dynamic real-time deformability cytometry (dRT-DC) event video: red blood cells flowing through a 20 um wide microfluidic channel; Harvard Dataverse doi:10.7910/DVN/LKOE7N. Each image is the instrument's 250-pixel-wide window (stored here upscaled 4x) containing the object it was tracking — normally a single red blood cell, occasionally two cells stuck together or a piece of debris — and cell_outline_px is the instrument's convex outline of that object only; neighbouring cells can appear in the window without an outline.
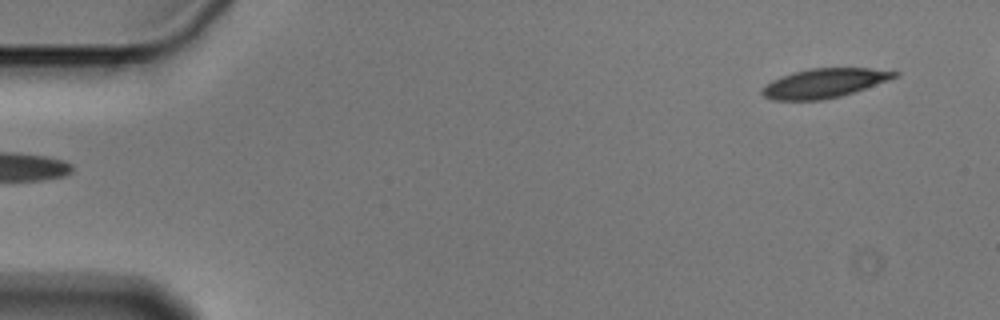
{"species": "Egyptian fruit bat (a non-hibernating species)", "species_latin": "Rousettus aegyptiacus", "temperature_condition": "cold", "stored_images_in_passage": 4, "segment_of_instrument_passage": [2, 2], "camera_frame_rate_fps": 3000, "um_per_image_px": 0.085, "animal": {"sex": "male"}, "frame": {"image": 1, "passage_image": 4, "time_ms": 1.0, "image_size_px": [1000, 320], "cell_outline_px": [[900, 76], [840, 96], [820, 100], [772, 100], [764, 96], [760, 92], [760, 88], [772, 80], [780, 76], [792, 72], [808, 68], [872, 68], [900, 72]], "centroid_in_image_um": [70.02, 7.06], "position_along_channel_um": 15.0, "area_um2": 22.6}}